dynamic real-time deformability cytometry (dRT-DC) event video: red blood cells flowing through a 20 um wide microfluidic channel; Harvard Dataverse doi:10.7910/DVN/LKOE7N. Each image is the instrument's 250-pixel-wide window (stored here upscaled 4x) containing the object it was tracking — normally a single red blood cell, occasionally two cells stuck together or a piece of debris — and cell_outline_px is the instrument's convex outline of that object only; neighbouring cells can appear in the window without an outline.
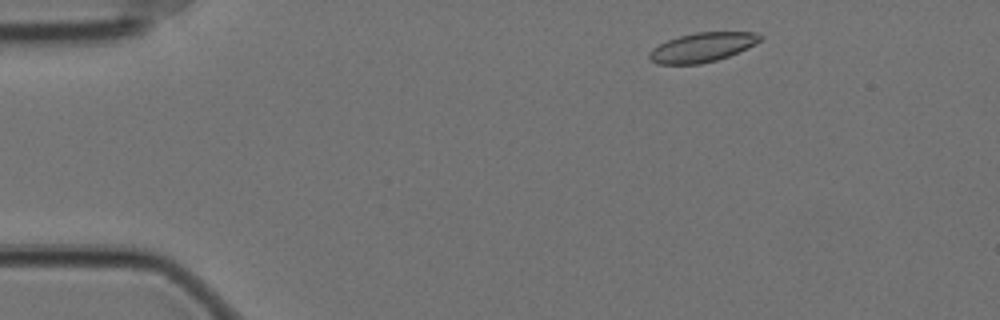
{"species": "Egyptian fruit bat (a non-hibernating species)", "species_latin": "Rousettus aegyptiacus", "temperature_condition": "cold", "stored_images_in_passage": 53, "camera_frame_rate_fps": 3000, "um_per_image_px": 0.085, "animal": {"sex": "female"}, "frame": {"image": 1, "passage_image": 4, "time_ms": 1.0, "image_size_px": [1000, 320], "cell_outline_px": [[764, 36], [760, 40], [748, 48], [728, 56], [716, 60], [700, 64], [656, 64], [648, 60], [648, 52], [652, 48], [668, 40], [680, 36], [696, 32], [756, 32]], "centroid_in_image_um": [59.66, 4.03], "position_along_channel_um": 25.3, "area_um2": 18.96}}
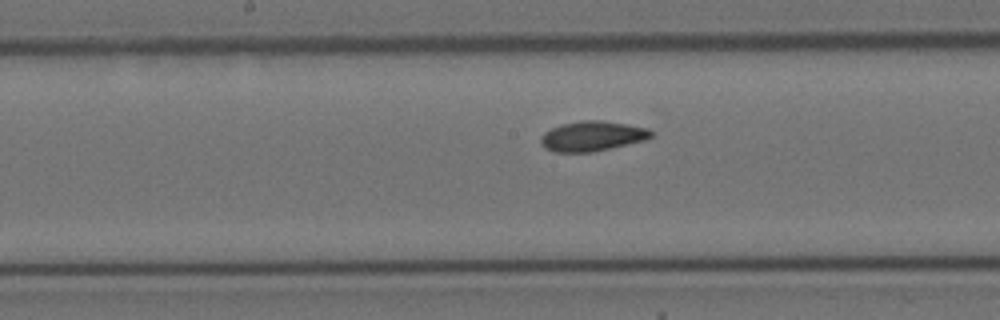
{"frame": {"image": 2, "passage_image": 25, "time_ms": 8.0, "image_size_px": [1000, 320], "cell_outline_px": [[656, 132], [652, 136], [644, 140], [592, 152], [556, 152], [544, 148], [540, 144], [540, 136], [544, 132], [560, 124], [580, 120], [600, 120], [648, 128]], "centroid_in_image_um": [50.31, 11.56], "position_along_channel_um": 197.9, "area_um2": 19.31}}
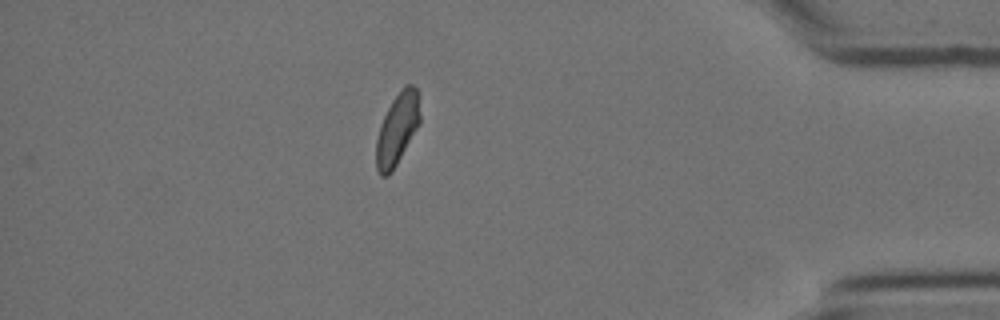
{"frame": {"image": 3, "passage_image": 46, "time_ms": 15.0, "image_size_px": [1000, 320], "cell_outline_px": [[420, 124], [392, 172], [388, 176], [380, 176], [376, 168], [376, 140], [380, 124], [392, 100], [404, 84], [412, 84], [416, 88], [420, 116]], "centroid_in_image_um": [33.75, 10.98], "position_along_channel_um": 401.4, "area_um2": 18.32}, "authors_computed_cell_mechanics": {"area_um2": 18.9584, "velocity_mm_per_s": 3.4803, "shape_relaxation_time_tau1_ms": null, "shape_relaxation_time_tau2_ms": 1.8646, "deformation_change_tau1": null, "deformation_change_tau2": 0.0516}}